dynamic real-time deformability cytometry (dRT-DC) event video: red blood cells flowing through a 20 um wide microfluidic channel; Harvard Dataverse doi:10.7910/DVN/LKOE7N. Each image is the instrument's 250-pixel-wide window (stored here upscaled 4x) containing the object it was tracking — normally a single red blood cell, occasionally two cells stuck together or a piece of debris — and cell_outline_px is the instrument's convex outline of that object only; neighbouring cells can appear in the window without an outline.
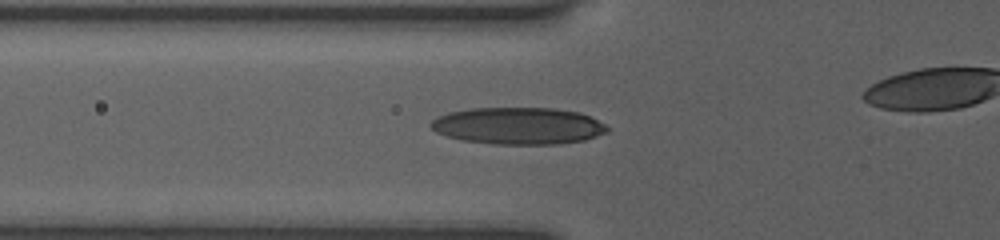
{"species": "human", "species_latin": "Homo sapiens", "temperature_condition": "room temperature", "stored_images_in_passage": 18, "segment_of_instrument_passage": [1, 2], "camera_frame_rate_fps": 3000, "um_per_image_px": 0.085, "donor": {"sex": "female"}, "frame": {"image": 1, "passage_image": 12, "time_ms": 3.0, "image_size_px": [1000, 240], "cell_outline_px": [[608, 132], [584, 140], [560, 144], [492, 144], [464, 140], [448, 136], [436, 132], [428, 124], [432, 120], [448, 112], [472, 108], [552, 108], [580, 112], [604, 124], [608, 128]], "centroid_in_image_um": [44.05, 10.7], "position_along_channel_um": 81.8, "area_um2": 37.86}}
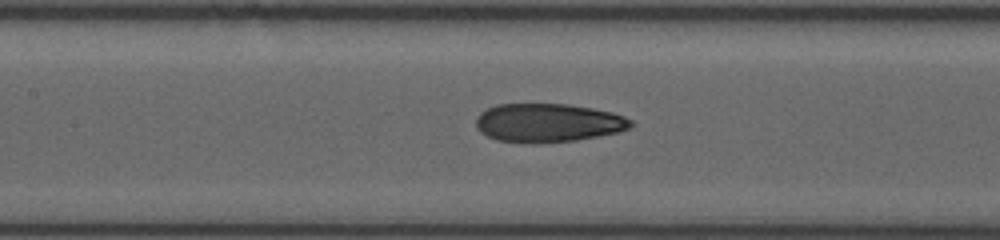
{"frame": {"image": 2, "passage_image": 16, "time_ms": 5.0, "image_size_px": [1000, 240], "cell_outline_px": [[632, 124], [628, 128], [616, 132], [576, 140], [496, 140], [480, 132], [476, 128], [476, 116], [480, 112], [496, 104], [568, 104], [592, 108], [612, 112], [624, 116], [632, 120]], "centroid_in_image_um": [46.57, 10.38], "position_along_channel_um": 160.8, "area_um2": 33.76}}